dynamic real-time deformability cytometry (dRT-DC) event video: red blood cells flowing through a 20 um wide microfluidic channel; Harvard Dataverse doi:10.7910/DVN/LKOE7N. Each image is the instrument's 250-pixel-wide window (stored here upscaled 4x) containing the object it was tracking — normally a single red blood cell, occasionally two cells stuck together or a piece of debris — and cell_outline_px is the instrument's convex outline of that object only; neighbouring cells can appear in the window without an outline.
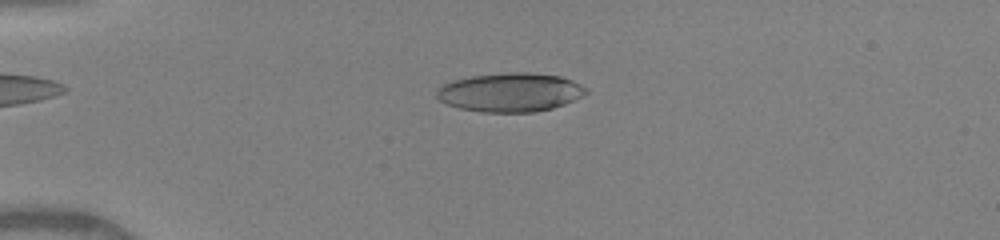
{"species": "human", "species_latin": "Homo sapiens", "temperature_condition": "warm", "stored_images_in_passage": 42, "camera_frame_rate_fps": 3000, "um_per_image_px": 0.085, "donor": {"sex": "female"}, "frame": {"image": 1, "passage_image": 5, "time_ms": 1.333, "image_size_px": [1000, 240], "cell_outline_px": [[588, 92], [584, 96], [564, 104], [552, 108], [536, 112], [484, 112], [460, 108], [448, 104], [440, 100], [436, 96], [436, 92], [444, 84], [452, 80], [472, 76], [512, 72], [528, 72], [560, 76], [572, 80], [580, 84]], "centroid_in_image_um": [43.39, 7.85], "position_along_channel_um": 41.6, "area_um2": 33.64}}
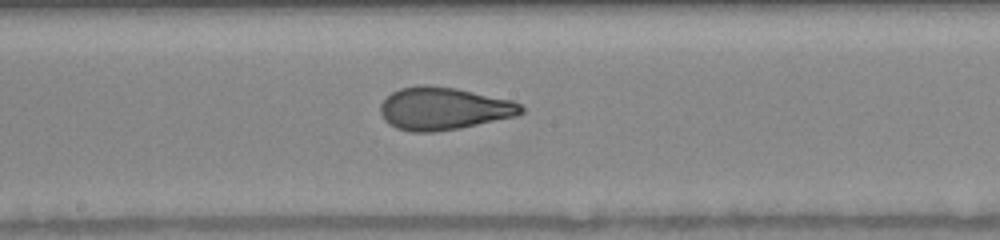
{"frame": {"image": 2, "passage_image": 20, "time_ms": 6.333, "image_size_px": [1000, 240], "cell_outline_px": [[524, 112], [516, 116], [460, 128], [432, 132], [412, 132], [396, 128], [388, 124], [384, 120], [380, 112], [380, 104], [392, 92], [400, 88], [420, 84], [428, 84], [456, 88], [512, 100], [520, 104], [524, 108]], "centroid_in_image_um": [37.69, 9.22], "position_along_channel_um": 210.5, "area_um2": 35.14}}
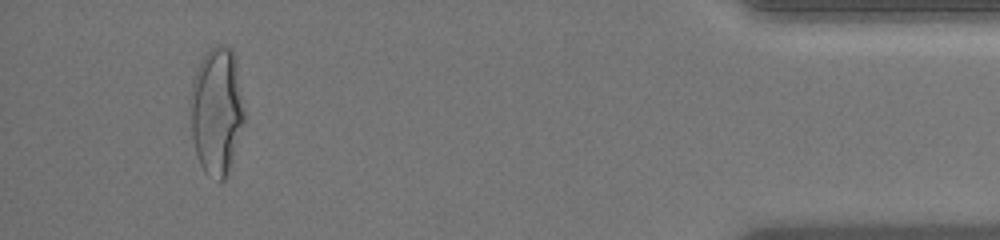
{"frame": {"image": 3, "passage_image": 39, "time_ms": 12.667, "image_size_px": [1000, 240], "cell_outline_px": [[244, 120], [228, 172], [224, 180], [220, 180], [208, 176], [204, 172], [200, 164], [196, 152], [192, 136], [188, 96], [200, 60], [208, 48], [216, 44], [224, 44], [232, 48], [236, 56], [244, 112]], "centroid_in_image_um": [18.39, 9.36], "position_along_channel_um": 416.8, "area_um2": 40.46}, "authors_computed_cell_mechanics": {"area_um2": 34.5355, "velocity_mm_per_s": 4.1236, "shape_relaxation_time_tau1_ms": 7.0035, "shape_relaxation_time_tau2_ms": 0.9902, "deformation_change_tau1": 0.2549, "deformation_change_tau2": 0.0792}}